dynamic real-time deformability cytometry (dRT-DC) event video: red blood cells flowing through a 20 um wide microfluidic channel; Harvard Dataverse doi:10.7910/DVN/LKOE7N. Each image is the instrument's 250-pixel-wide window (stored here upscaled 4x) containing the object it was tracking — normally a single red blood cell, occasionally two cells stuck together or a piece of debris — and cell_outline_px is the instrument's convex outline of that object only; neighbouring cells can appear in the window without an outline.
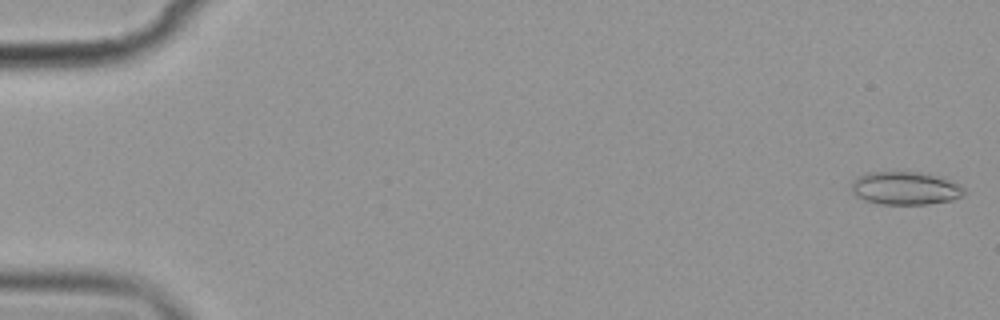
{"species": "common noctule bat (a hibernating species)", "species_latin": "Nyctalus noctula", "temperature_condition": "cold", "stored_images_in_passage": 17, "camera_frame_rate_fps": 3000, "um_per_image_px": 0.085, "animal": {"sex": "female", "body_mass_g": 19.9}, "frame": {"image": 1, "passage_image": 1, "time_ms": 0.0, "image_size_px": [1000, 320], "cell_outline_px": [[964, 196], [952, 200], [928, 204], [880, 204], [864, 200], [856, 196], [852, 192], [852, 180], [856, 176], [868, 172], [920, 172], [936, 176], [948, 180], [964, 188]], "centroid_in_image_um": [76.9, 16.0], "position_along_channel_um": 8.1, "area_um2": 21.68}}